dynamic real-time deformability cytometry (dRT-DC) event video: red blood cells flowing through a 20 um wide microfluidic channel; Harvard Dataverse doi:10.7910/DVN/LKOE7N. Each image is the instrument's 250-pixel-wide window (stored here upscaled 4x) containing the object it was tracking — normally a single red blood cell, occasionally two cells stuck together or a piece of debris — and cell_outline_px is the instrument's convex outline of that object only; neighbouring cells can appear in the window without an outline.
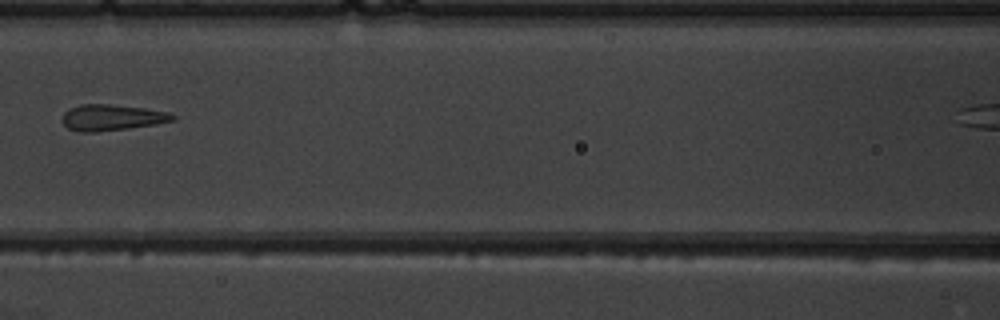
{"species": "common noctule bat (a hibernating species)", "species_latin": "Nyctalus noctula", "temperature_condition": "warm", "stored_images_in_passage": 5, "camera_frame_rate_fps": 3000, "um_per_image_px": 0.085, "animal": {"sex": "male", "body_mass_g": 19.5, "forearm_length_mm": 54.6}, "frame": {"image": 1, "passage_image": 4, "time_ms": 3.667, "image_size_px": [1000, 320], "cell_outline_px": [[176, 120], [156, 124], [128, 128], [96, 132], [80, 132], [68, 128], [60, 120], [64, 112], [68, 108], [80, 104], [108, 104], [144, 108], [168, 112], [176, 116]], "centroid_in_image_um": [9.47, 9.99], "position_along_channel_um": 157.1, "area_um2": 16.88}}